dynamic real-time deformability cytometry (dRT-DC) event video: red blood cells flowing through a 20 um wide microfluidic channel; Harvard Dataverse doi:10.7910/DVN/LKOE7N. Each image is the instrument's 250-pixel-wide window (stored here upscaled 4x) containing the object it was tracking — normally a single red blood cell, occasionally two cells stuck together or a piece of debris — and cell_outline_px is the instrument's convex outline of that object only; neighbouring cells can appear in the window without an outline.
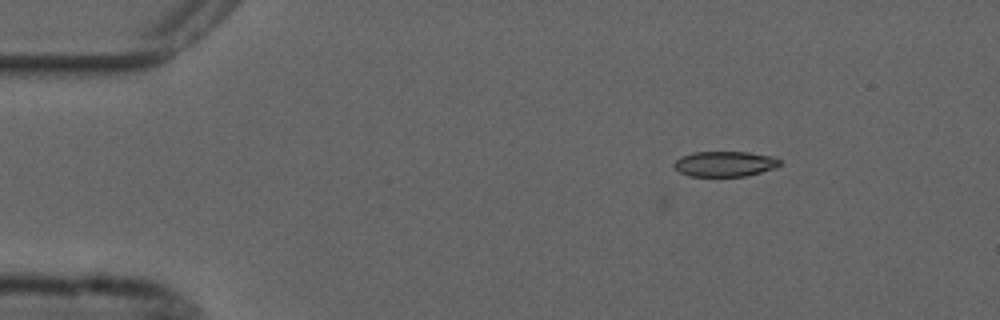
{"species": "common noctule bat (a hibernating species)", "species_latin": "Nyctalus noctula", "temperature_condition": "cold", "stored_images_in_passage": 4, "camera_frame_rate_fps": 3000, "um_per_image_px": 0.085, "animal": {"sex": "male", "forearm_length_mm": 52.5}, "frame": {"image": 1, "passage_image": 1, "time_ms": 0.0, "image_size_px": [1000, 320], "cell_outline_px": [[784, 164], [776, 168], [744, 176], [688, 176], [680, 172], [672, 164], [680, 156], [692, 152], [748, 152], [772, 156], [780, 160]], "centroid_in_image_um": [61.62, 13.92], "position_along_channel_um": 23.4, "area_um2": 15.72}}